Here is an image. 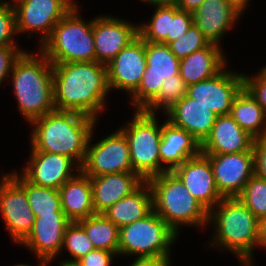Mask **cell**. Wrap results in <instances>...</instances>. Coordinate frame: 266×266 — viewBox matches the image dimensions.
I'll use <instances>...</instances> for the list:
<instances>
[{"instance_id": "cell-1", "label": "cell", "mask_w": 266, "mask_h": 266, "mask_svg": "<svg viewBox=\"0 0 266 266\" xmlns=\"http://www.w3.org/2000/svg\"><path fill=\"white\" fill-rule=\"evenodd\" d=\"M54 105L93 119L104 110L108 87L107 66L97 61L52 64Z\"/></svg>"}, {"instance_id": "cell-2", "label": "cell", "mask_w": 266, "mask_h": 266, "mask_svg": "<svg viewBox=\"0 0 266 266\" xmlns=\"http://www.w3.org/2000/svg\"><path fill=\"white\" fill-rule=\"evenodd\" d=\"M96 119L68 111L47 113L31 121V151L65 155L80 167L84 162L87 145Z\"/></svg>"}, {"instance_id": "cell-3", "label": "cell", "mask_w": 266, "mask_h": 266, "mask_svg": "<svg viewBox=\"0 0 266 266\" xmlns=\"http://www.w3.org/2000/svg\"><path fill=\"white\" fill-rule=\"evenodd\" d=\"M208 223L215 229L212 245L230 250L243 266H252L253 249L259 247V219L238 197L218 202L209 211Z\"/></svg>"}, {"instance_id": "cell-4", "label": "cell", "mask_w": 266, "mask_h": 266, "mask_svg": "<svg viewBox=\"0 0 266 266\" xmlns=\"http://www.w3.org/2000/svg\"><path fill=\"white\" fill-rule=\"evenodd\" d=\"M39 53L25 51L11 72L18 109L28 122L56 110L52 63L41 51Z\"/></svg>"}, {"instance_id": "cell-5", "label": "cell", "mask_w": 266, "mask_h": 266, "mask_svg": "<svg viewBox=\"0 0 266 266\" xmlns=\"http://www.w3.org/2000/svg\"><path fill=\"white\" fill-rule=\"evenodd\" d=\"M155 211L177 234L181 225L204 226L209 211L190 194L181 180L167 171L147 180Z\"/></svg>"}, {"instance_id": "cell-6", "label": "cell", "mask_w": 266, "mask_h": 266, "mask_svg": "<svg viewBox=\"0 0 266 266\" xmlns=\"http://www.w3.org/2000/svg\"><path fill=\"white\" fill-rule=\"evenodd\" d=\"M74 6L53 28L40 50L52 64L96 61L93 20L84 21ZM78 13V14H77Z\"/></svg>"}, {"instance_id": "cell-7", "label": "cell", "mask_w": 266, "mask_h": 266, "mask_svg": "<svg viewBox=\"0 0 266 266\" xmlns=\"http://www.w3.org/2000/svg\"><path fill=\"white\" fill-rule=\"evenodd\" d=\"M135 114L128 125L120 130L129 144L130 161L133 172L143 181L161 174L159 146L162 125L158 126L156 114L134 110Z\"/></svg>"}, {"instance_id": "cell-8", "label": "cell", "mask_w": 266, "mask_h": 266, "mask_svg": "<svg viewBox=\"0 0 266 266\" xmlns=\"http://www.w3.org/2000/svg\"><path fill=\"white\" fill-rule=\"evenodd\" d=\"M177 234L155 211L119 229L118 255L170 257Z\"/></svg>"}, {"instance_id": "cell-9", "label": "cell", "mask_w": 266, "mask_h": 266, "mask_svg": "<svg viewBox=\"0 0 266 266\" xmlns=\"http://www.w3.org/2000/svg\"><path fill=\"white\" fill-rule=\"evenodd\" d=\"M146 70L131 95L136 110H144L159 94L164 79L179 75L180 59L163 43L145 42Z\"/></svg>"}, {"instance_id": "cell-10", "label": "cell", "mask_w": 266, "mask_h": 266, "mask_svg": "<svg viewBox=\"0 0 266 266\" xmlns=\"http://www.w3.org/2000/svg\"><path fill=\"white\" fill-rule=\"evenodd\" d=\"M93 132L94 130L89 138L80 170L89 177L133 172L129 144L124 133L119 129L96 144H92Z\"/></svg>"}, {"instance_id": "cell-11", "label": "cell", "mask_w": 266, "mask_h": 266, "mask_svg": "<svg viewBox=\"0 0 266 266\" xmlns=\"http://www.w3.org/2000/svg\"><path fill=\"white\" fill-rule=\"evenodd\" d=\"M16 31L40 32V45L51 35L57 23L74 7L69 0H16Z\"/></svg>"}, {"instance_id": "cell-12", "label": "cell", "mask_w": 266, "mask_h": 266, "mask_svg": "<svg viewBox=\"0 0 266 266\" xmlns=\"http://www.w3.org/2000/svg\"><path fill=\"white\" fill-rule=\"evenodd\" d=\"M244 88V74L224 68L213 78L187 86L186 95L216 116L229 115L234 98Z\"/></svg>"}, {"instance_id": "cell-13", "label": "cell", "mask_w": 266, "mask_h": 266, "mask_svg": "<svg viewBox=\"0 0 266 266\" xmlns=\"http://www.w3.org/2000/svg\"><path fill=\"white\" fill-rule=\"evenodd\" d=\"M0 212L7 232L20 244L31 232L35 216L24 189L9 173L0 181Z\"/></svg>"}, {"instance_id": "cell-14", "label": "cell", "mask_w": 266, "mask_h": 266, "mask_svg": "<svg viewBox=\"0 0 266 266\" xmlns=\"http://www.w3.org/2000/svg\"><path fill=\"white\" fill-rule=\"evenodd\" d=\"M204 155L210 160L216 187L223 198L238 197L255 174L254 151Z\"/></svg>"}, {"instance_id": "cell-15", "label": "cell", "mask_w": 266, "mask_h": 266, "mask_svg": "<svg viewBox=\"0 0 266 266\" xmlns=\"http://www.w3.org/2000/svg\"><path fill=\"white\" fill-rule=\"evenodd\" d=\"M146 66L145 41L138 36L107 65L109 90H125L131 96L138 89Z\"/></svg>"}, {"instance_id": "cell-16", "label": "cell", "mask_w": 266, "mask_h": 266, "mask_svg": "<svg viewBox=\"0 0 266 266\" xmlns=\"http://www.w3.org/2000/svg\"><path fill=\"white\" fill-rule=\"evenodd\" d=\"M96 61L108 65L118 53L138 36V26L114 16L93 19Z\"/></svg>"}, {"instance_id": "cell-17", "label": "cell", "mask_w": 266, "mask_h": 266, "mask_svg": "<svg viewBox=\"0 0 266 266\" xmlns=\"http://www.w3.org/2000/svg\"><path fill=\"white\" fill-rule=\"evenodd\" d=\"M69 223L64 213L35 217L31 232L20 244L32 250L39 263L46 266L62 252L64 232Z\"/></svg>"}, {"instance_id": "cell-18", "label": "cell", "mask_w": 266, "mask_h": 266, "mask_svg": "<svg viewBox=\"0 0 266 266\" xmlns=\"http://www.w3.org/2000/svg\"><path fill=\"white\" fill-rule=\"evenodd\" d=\"M172 172L208 211L223 199L216 187L210 160L204 154L187 159Z\"/></svg>"}, {"instance_id": "cell-19", "label": "cell", "mask_w": 266, "mask_h": 266, "mask_svg": "<svg viewBox=\"0 0 266 266\" xmlns=\"http://www.w3.org/2000/svg\"><path fill=\"white\" fill-rule=\"evenodd\" d=\"M30 161L22 175L38 186L59 189L66 181L74 177L73 168L80 171V166L65 155L50 152L31 151ZM73 173V174H72Z\"/></svg>"}, {"instance_id": "cell-20", "label": "cell", "mask_w": 266, "mask_h": 266, "mask_svg": "<svg viewBox=\"0 0 266 266\" xmlns=\"http://www.w3.org/2000/svg\"><path fill=\"white\" fill-rule=\"evenodd\" d=\"M254 138L230 115L217 116L209 137L201 145L202 154H231L253 151Z\"/></svg>"}, {"instance_id": "cell-21", "label": "cell", "mask_w": 266, "mask_h": 266, "mask_svg": "<svg viewBox=\"0 0 266 266\" xmlns=\"http://www.w3.org/2000/svg\"><path fill=\"white\" fill-rule=\"evenodd\" d=\"M166 114L167 121L191 133L200 145L209 137L217 117L209 108L187 95Z\"/></svg>"}, {"instance_id": "cell-22", "label": "cell", "mask_w": 266, "mask_h": 266, "mask_svg": "<svg viewBox=\"0 0 266 266\" xmlns=\"http://www.w3.org/2000/svg\"><path fill=\"white\" fill-rule=\"evenodd\" d=\"M93 206L103 214L120 199L135 191L144 181L134 172L112 173L90 177Z\"/></svg>"}, {"instance_id": "cell-23", "label": "cell", "mask_w": 266, "mask_h": 266, "mask_svg": "<svg viewBox=\"0 0 266 266\" xmlns=\"http://www.w3.org/2000/svg\"><path fill=\"white\" fill-rule=\"evenodd\" d=\"M201 153L200 143L184 129L175 127L165 120L162 124V137L159 146L161 174L172 171L187 159ZM166 164L162 167V164Z\"/></svg>"}, {"instance_id": "cell-24", "label": "cell", "mask_w": 266, "mask_h": 266, "mask_svg": "<svg viewBox=\"0 0 266 266\" xmlns=\"http://www.w3.org/2000/svg\"><path fill=\"white\" fill-rule=\"evenodd\" d=\"M239 17L225 0H204L193 13V23L210 43L221 45L225 32L233 28Z\"/></svg>"}, {"instance_id": "cell-25", "label": "cell", "mask_w": 266, "mask_h": 266, "mask_svg": "<svg viewBox=\"0 0 266 266\" xmlns=\"http://www.w3.org/2000/svg\"><path fill=\"white\" fill-rule=\"evenodd\" d=\"M58 191L62 211L70 222H78L96 214L93 206L91 179L81 170L66 181Z\"/></svg>"}, {"instance_id": "cell-26", "label": "cell", "mask_w": 266, "mask_h": 266, "mask_svg": "<svg viewBox=\"0 0 266 266\" xmlns=\"http://www.w3.org/2000/svg\"><path fill=\"white\" fill-rule=\"evenodd\" d=\"M225 58L220 45L210 43L180 60V77L187 86L213 78L226 68Z\"/></svg>"}, {"instance_id": "cell-27", "label": "cell", "mask_w": 266, "mask_h": 266, "mask_svg": "<svg viewBox=\"0 0 266 266\" xmlns=\"http://www.w3.org/2000/svg\"><path fill=\"white\" fill-rule=\"evenodd\" d=\"M153 211L152 193L147 181L120 199L103 214L119 229L141 220Z\"/></svg>"}, {"instance_id": "cell-28", "label": "cell", "mask_w": 266, "mask_h": 266, "mask_svg": "<svg viewBox=\"0 0 266 266\" xmlns=\"http://www.w3.org/2000/svg\"><path fill=\"white\" fill-rule=\"evenodd\" d=\"M229 115L254 139L266 136V113L245 88L234 98Z\"/></svg>"}, {"instance_id": "cell-29", "label": "cell", "mask_w": 266, "mask_h": 266, "mask_svg": "<svg viewBox=\"0 0 266 266\" xmlns=\"http://www.w3.org/2000/svg\"><path fill=\"white\" fill-rule=\"evenodd\" d=\"M9 175L24 189L28 203L35 217L53 213H64L58 189L47 188L30 183L22 174Z\"/></svg>"}, {"instance_id": "cell-30", "label": "cell", "mask_w": 266, "mask_h": 266, "mask_svg": "<svg viewBox=\"0 0 266 266\" xmlns=\"http://www.w3.org/2000/svg\"><path fill=\"white\" fill-rule=\"evenodd\" d=\"M78 223L84 228L94 248L118 254L119 228L104 214H94Z\"/></svg>"}, {"instance_id": "cell-31", "label": "cell", "mask_w": 266, "mask_h": 266, "mask_svg": "<svg viewBox=\"0 0 266 266\" xmlns=\"http://www.w3.org/2000/svg\"><path fill=\"white\" fill-rule=\"evenodd\" d=\"M156 6L150 22L138 25L139 36L145 42L162 43L170 34L171 3L149 2Z\"/></svg>"}, {"instance_id": "cell-32", "label": "cell", "mask_w": 266, "mask_h": 266, "mask_svg": "<svg viewBox=\"0 0 266 266\" xmlns=\"http://www.w3.org/2000/svg\"><path fill=\"white\" fill-rule=\"evenodd\" d=\"M186 92L187 85L180 74L166 78L158 96L143 111L156 114V111L162 108L163 112L166 113L186 95Z\"/></svg>"}, {"instance_id": "cell-33", "label": "cell", "mask_w": 266, "mask_h": 266, "mask_svg": "<svg viewBox=\"0 0 266 266\" xmlns=\"http://www.w3.org/2000/svg\"><path fill=\"white\" fill-rule=\"evenodd\" d=\"M240 201L260 220L266 217V180L254 174L238 196Z\"/></svg>"}, {"instance_id": "cell-34", "label": "cell", "mask_w": 266, "mask_h": 266, "mask_svg": "<svg viewBox=\"0 0 266 266\" xmlns=\"http://www.w3.org/2000/svg\"><path fill=\"white\" fill-rule=\"evenodd\" d=\"M63 248L73 256L72 259L64 261H78L94 248L92 241L87 236L84 228L78 222H70L64 232Z\"/></svg>"}, {"instance_id": "cell-35", "label": "cell", "mask_w": 266, "mask_h": 266, "mask_svg": "<svg viewBox=\"0 0 266 266\" xmlns=\"http://www.w3.org/2000/svg\"><path fill=\"white\" fill-rule=\"evenodd\" d=\"M210 41L193 23L183 36L169 44L171 52L178 58L183 59L191 53L207 47Z\"/></svg>"}, {"instance_id": "cell-36", "label": "cell", "mask_w": 266, "mask_h": 266, "mask_svg": "<svg viewBox=\"0 0 266 266\" xmlns=\"http://www.w3.org/2000/svg\"><path fill=\"white\" fill-rule=\"evenodd\" d=\"M15 34L17 31L14 6L8 1L0 0V48L17 46L14 40Z\"/></svg>"}, {"instance_id": "cell-37", "label": "cell", "mask_w": 266, "mask_h": 266, "mask_svg": "<svg viewBox=\"0 0 266 266\" xmlns=\"http://www.w3.org/2000/svg\"><path fill=\"white\" fill-rule=\"evenodd\" d=\"M193 24V14L180 10L176 3H171V27L170 34L162 42L169 45L183 36Z\"/></svg>"}, {"instance_id": "cell-38", "label": "cell", "mask_w": 266, "mask_h": 266, "mask_svg": "<svg viewBox=\"0 0 266 266\" xmlns=\"http://www.w3.org/2000/svg\"><path fill=\"white\" fill-rule=\"evenodd\" d=\"M24 52L25 50L18 49V46L0 48V84L7 79L8 74H11L15 62Z\"/></svg>"}, {"instance_id": "cell-39", "label": "cell", "mask_w": 266, "mask_h": 266, "mask_svg": "<svg viewBox=\"0 0 266 266\" xmlns=\"http://www.w3.org/2000/svg\"><path fill=\"white\" fill-rule=\"evenodd\" d=\"M244 88L262 106L266 113V80L259 73L250 77L244 74Z\"/></svg>"}, {"instance_id": "cell-40", "label": "cell", "mask_w": 266, "mask_h": 266, "mask_svg": "<svg viewBox=\"0 0 266 266\" xmlns=\"http://www.w3.org/2000/svg\"><path fill=\"white\" fill-rule=\"evenodd\" d=\"M115 255L118 256L114 252L95 248L79 259L78 262L82 266H111Z\"/></svg>"}, {"instance_id": "cell-41", "label": "cell", "mask_w": 266, "mask_h": 266, "mask_svg": "<svg viewBox=\"0 0 266 266\" xmlns=\"http://www.w3.org/2000/svg\"><path fill=\"white\" fill-rule=\"evenodd\" d=\"M255 174L266 180V136L254 140Z\"/></svg>"}, {"instance_id": "cell-42", "label": "cell", "mask_w": 266, "mask_h": 266, "mask_svg": "<svg viewBox=\"0 0 266 266\" xmlns=\"http://www.w3.org/2000/svg\"><path fill=\"white\" fill-rule=\"evenodd\" d=\"M171 257H142L136 258L130 266H171Z\"/></svg>"}, {"instance_id": "cell-43", "label": "cell", "mask_w": 266, "mask_h": 266, "mask_svg": "<svg viewBox=\"0 0 266 266\" xmlns=\"http://www.w3.org/2000/svg\"><path fill=\"white\" fill-rule=\"evenodd\" d=\"M203 1L204 0H178L176 4L180 10L193 14Z\"/></svg>"}, {"instance_id": "cell-44", "label": "cell", "mask_w": 266, "mask_h": 266, "mask_svg": "<svg viewBox=\"0 0 266 266\" xmlns=\"http://www.w3.org/2000/svg\"><path fill=\"white\" fill-rule=\"evenodd\" d=\"M232 8H234L240 15L246 10L245 8L249 6V0H225Z\"/></svg>"}, {"instance_id": "cell-45", "label": "cell", "mask_w": 266, "mask_h": 266, "mask_svg": "<svg viewBox=\"0 0 266 266\" xmlns=\"http://www.w3.org/2000/svg\"><path fill=\"white\" fill-rule=\"evenodd\" d=\"M259 245L266 248V217L259 220Z\"/></svg>"}, {"instance_id": "cell-46", "label": "cell", "mask_w": 266, "mask_h": 266, "mask_svg": "<svg viewBox=\"0 0 266 266\" xmlns=\"http://www.w3.org/2000/svg\"><path fill=\"white\" fill-rule=\"evenodd\" d=\"M60 266H82L78 261H61Z\"/></svg>"}, {"instance_id": "cell-47", "label": "cell", "mask_w": 266, "mask_h": 266, "mask_svg": "<svg viewBox=\"0 0 266 266\" xmlns=\"http://www.w3.org/2000/svg\"><path fill=\"white\" fill-rule=\"evenodd\" d=\"M266 80V66L258 72Z\"/></svg>"}, {"instance_id": "cell-48", "label": "cell", "mask_w": 266, "mask_h": 266, "mask_svg": "<svg viewBox=\"0 0 266 266\" xmlns=\"http://www.w3.org/2000/svg\"><path fill=\"white\" fill-rule=\"evenodd\" d=\"M178 0H157L160 3H177Z\"/></svg>"}, {"instance_id": "cell-49", "label": "cell", "mask_w": 266, "mask_h": 266, "mask_svg": "<svg viewBox=\"0 0 266 266\" xmlns=\"http://www.w3.org/2000/svg\"><path fill=\"white\" fill-rule=\"evenodd\" d=\"M141 1L146 2V3H148V2H157V0H141Z\"/></svg>"}, {"instance_id": "cell-50", "label": "cell", "mask_w": 266, "mask_h": 266, "mask_svg": "<svg viewBox=\"0 0 266 266\" xmlns=\"http://www.w3.org/2000/svg\"><path fill=\"white\" fill-rule=\"evenodd\" d=\"M14 266H30V265H27V264H16Z\"/></svg>"}, {"instance_id": "cell-51", "label": "cell", "mask_w": 266, "mask_h": 266, "mask_svg": "<svg viewBox=\"0 0 266 266\" xmlns=\"http://www.w3.org/2000/svg\"><path fill=\"white\" fill-rule=\"evenodd\" d=\"M74 6H76L75 2L73 0H69Z\"/></svg>"}]
</instances>
